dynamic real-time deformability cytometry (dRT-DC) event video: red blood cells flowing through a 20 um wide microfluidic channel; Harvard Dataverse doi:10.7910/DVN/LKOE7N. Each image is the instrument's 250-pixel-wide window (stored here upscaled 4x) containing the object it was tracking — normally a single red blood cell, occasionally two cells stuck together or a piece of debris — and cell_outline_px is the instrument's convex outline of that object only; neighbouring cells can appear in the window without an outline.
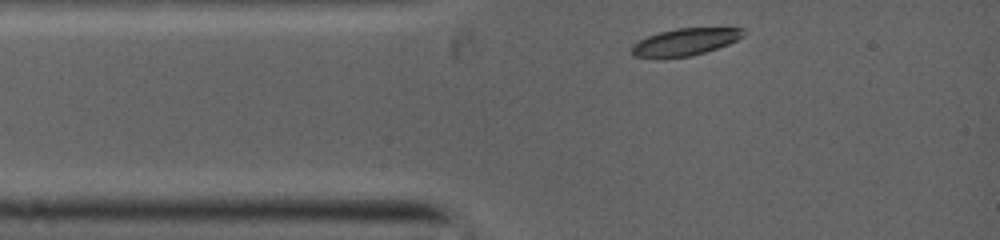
{"species": "common noctule bat (a hibernating species)", "species_latin": "Nyctalus noctula", "temperature_condition": "warm", "stored_images_in_passage": 26, "camera_frame_rate_fps": 5000, "um_per_image_px": 0.085, "animal": {"sex": "female", "body_mass_g": 19.0, "forearm_length_mm": 53.3}, "frame": {"image": 1, "passage_image": 1, "time_ms": 0.0, "image_size_px": [1000, 240], "cell_outline_px": [[744, 28], [740, 36], [736, 40], [728, 44], [704, 52], [688, 56], [636, 56], [632, 52], [632, 44], [648, 36], [660, 32], [676, 28]], "centroid_in_image_um": [58.23, 3.53], "position_along_channel_um": 26.8, "area_um2": 16.82}}
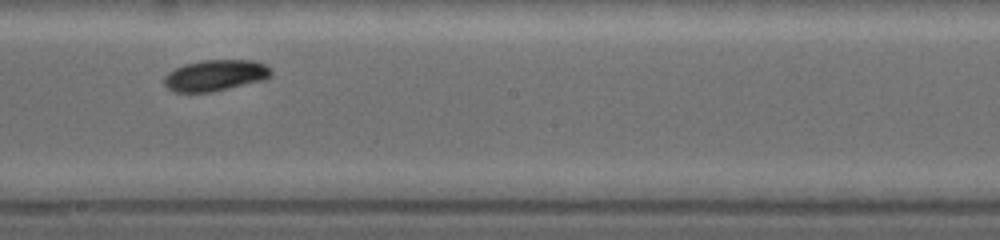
{"frame": {"image": 2, "passage_image": 15, "time_ms": 5.0, "image_size_px": [1000, 240], "cell_outline_px": [[272, 72], [268, 76], [260, 80], [208, 92], [176, 92], [168, 88], [164, 84], [164, 80], [168, 72], [184, 64], [200, 60], [256, 60], [264, 64]], "centroid_in_image_um": [18.25, 6.38], "position_along_channel_um": 230.0, "area_um2": 18.9}}
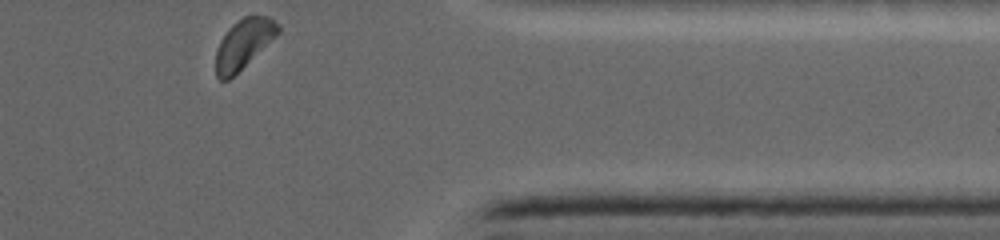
{"frame": {"image": 3, "passage_image": 26, "time_ms": 9.0, "image_size_px": [1000, 240], "cell_outline_px": [[280, 32], [276, 36], [228, 80], [220, 80], [216, 76], [216, 52], [220, 40], [232, 24], [236, 20], [252, 12], [268, 16], [280, 24]], "centroid_in_image_um": [20.72, 3.65], "position_along_channel_um": 390.7, "area_um2": 18.03}}